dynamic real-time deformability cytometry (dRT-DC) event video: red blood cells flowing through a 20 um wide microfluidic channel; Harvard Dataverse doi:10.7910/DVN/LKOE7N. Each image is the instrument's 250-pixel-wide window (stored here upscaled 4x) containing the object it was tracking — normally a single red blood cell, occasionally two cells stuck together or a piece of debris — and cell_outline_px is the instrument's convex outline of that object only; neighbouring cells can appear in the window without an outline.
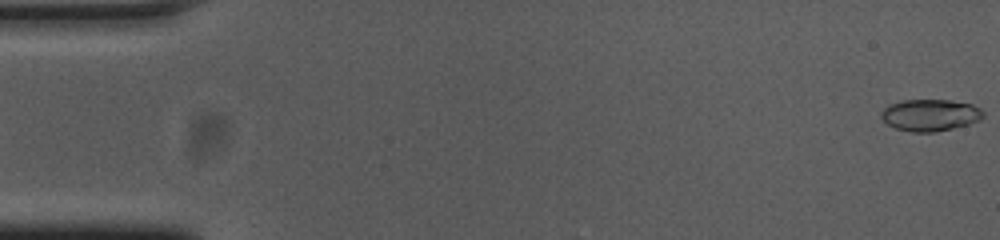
{"species": "common noctule bat (a hibernating species)", "species_latin": "Nyctalus noctula", "temperature_condition": "cold", "stored_images_in_passage": 56, "camera_frame_rate_fps": 3000, "um_per_image_px": 0.085, "animal": {"sex": "female", "body_mass_g": 23.0, "forearm_length_mm": 53.4}, "frame": {"image": 1, "passage_image": 1, "time_ms": 0.0, "image_size_px": [1000, 240], "cell_outline_px": [[984, 116], [980, 120], [968, 124], [936, 132], [912, 132], [896, 128], [888, 124], [880, 116], [880, 112], [888, 104], [900, 100], [948, 100], [972, 104], [980, 108], [984, 112]], "centroid_in_image_um": [79.05, 9.77], "position_along_channel_um": 5.9, "area_um2": 18.96}}
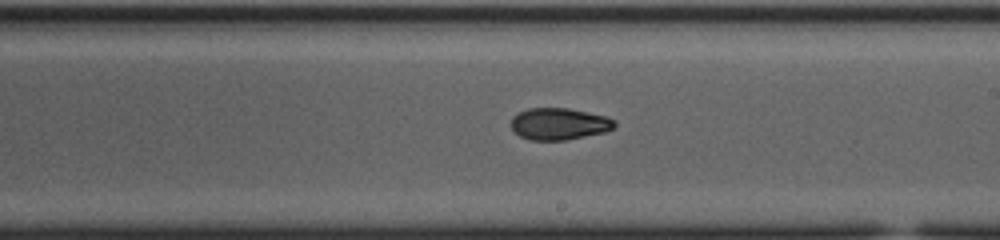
{"frame": {"image": 2, "passage_image": 32, "time_ms": 10.333, "image_size_px": [1000, 240], "cell_outline_px": [[616, 124], [612, 128], [604, 132], [564, 140], [528, 140], [520, 136], [512, 128], [512, 116], [528, 108], [568, 108], [608, 116], [616, 120]], "centroid_in_image_um": [47.53, 10.52], "position_along_channel_um": 241.5, "area_um2": 19.13}}
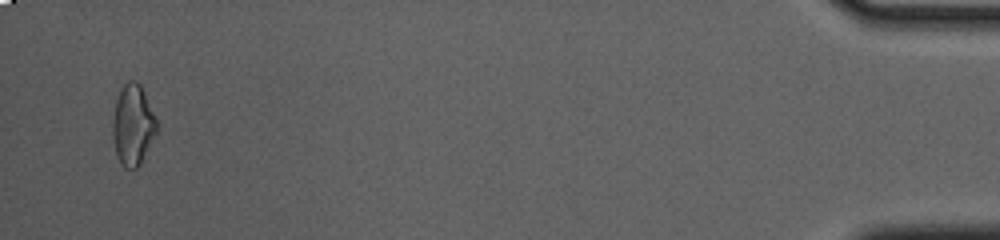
{"frame": {"image": 3, "passage_image": 54, "time_ms": 17.667, "image_size_px": [1000, 240], "cell_outline_px": [[156, 132], [140, 164], [136, 168], [124, 168], [116, 152], [112, 136], [112, 120], [116, 100], [120, 88], [128, 80], [136, 80], [140, 84], [144, 92], [156, 120]], "centroid_in_image_um": [11.26, 10.59], "position_along_channel_um": 423.9, "area_um2": 20.4}, "authors_computed_cell_mechanics": {"area_um2": 19.2474, "velocity_mm_per_s": 3.6958, "shape_relaxation_time_tau1_ms": 6.3844, "shape_relaxation_time_tau2_ms": 3.9211, "deformation_change_tau1": 0.173, "deformation_change_tau2": 0.0821}}